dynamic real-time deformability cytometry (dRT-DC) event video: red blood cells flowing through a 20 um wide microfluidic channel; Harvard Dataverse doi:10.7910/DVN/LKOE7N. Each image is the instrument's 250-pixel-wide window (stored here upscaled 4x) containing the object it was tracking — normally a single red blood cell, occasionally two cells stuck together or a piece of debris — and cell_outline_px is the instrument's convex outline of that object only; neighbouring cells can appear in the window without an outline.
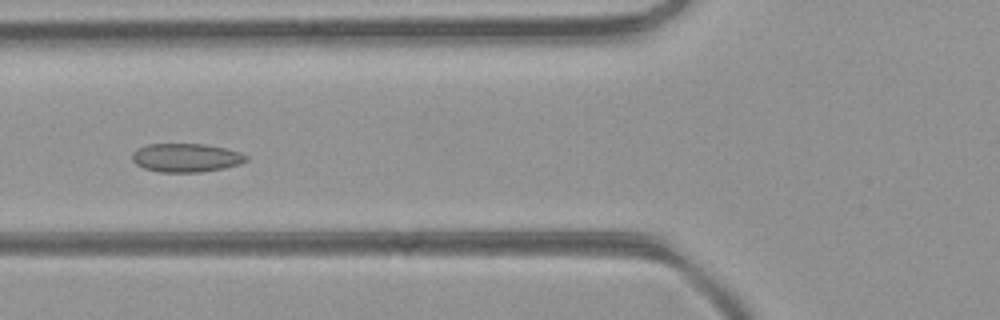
{"species": "common noctule bat (a hibernating species)", "species_latin": "Nyctalus noctula", "temperature_condition": "room temperature", "stored_images_in_passage": 46, "camera_frame_rate_fps": 3000, "um_per_image_px": 0.085, "animal": {"sex": "female", "body_mass_g": 21.9}, "frame": {"image": 1, "passage_image": 17, "time_ms": 5.333, "image_size_px": [1000, 320], "cell_outline_px": [[248, 160], [240, 164], [224, 168], [200, 172], [160, 172], [144, 168], [136, 164], [132, 160], [132, 152], [136, 148], [148, 144], [204, 144], [224, 148], [240, 152], [248, 156]], "centroid_in_image_um": [15.8, 13.4], "position_along_channel_um": 110.0, "area_um2": 19.07}}
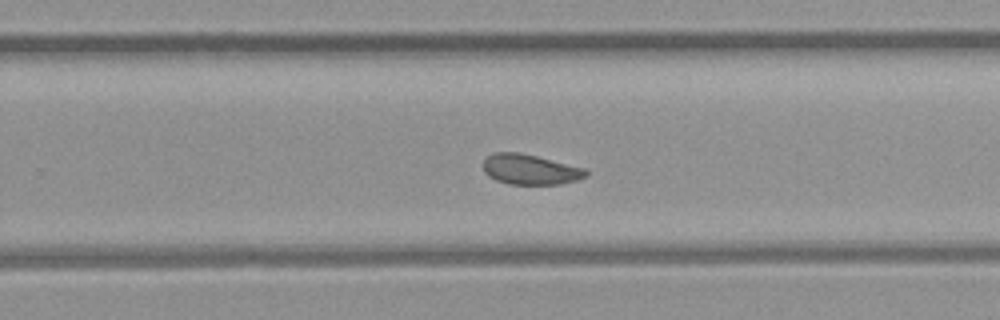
{"frame": {"image": 2, "passage_image": 29, "time_ms": 9.333, "image_size_px": [1000, 320], "cell_outline_px": [[588, 176], [576, 180], [560, 184], [508, 184], [496, 180], [488, 176], [484, 172], [484, 160], [488, 156], [496, 152], [516, 152], [536, 156], [584, 168], [588, 172]], "centroid_in_image_um": [45.06, 14.41], "position_along_channel_um": 284.7, "area_um2": 17.92}}
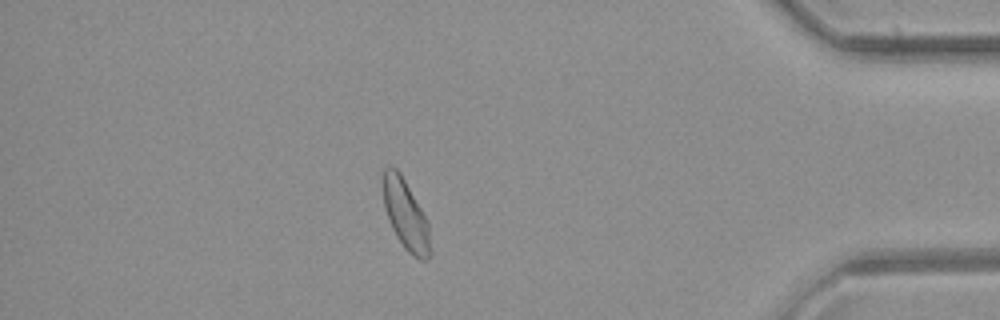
{"frame": {"image": 3, "passage_image": 40, "time_ms": 13.0, "image_size_px": [1000, 320], "cell_outline_px": [[428, 260], [420, 260], [412, 256], [404, 248], [396, 236], [392, 228], [384, 204], [384, 168], [396, 168], [400, 172], [428, 220]], "centroid_in_image_um": [34.48, 18.27], "position_along_channel_um": 400.7, "area_um2": 18.55}, "authors_computed_cell_mechanics": {"area_um2": 19.1318, "velocity_mm_per_s": 4.3699, "shape_relaxation_time_tau1_ms": null, "shape_relaxation_time_tau2_ms": 1.5657, "deformation_change_tau1": null, "deformation_change_tau2": 0.0616}}